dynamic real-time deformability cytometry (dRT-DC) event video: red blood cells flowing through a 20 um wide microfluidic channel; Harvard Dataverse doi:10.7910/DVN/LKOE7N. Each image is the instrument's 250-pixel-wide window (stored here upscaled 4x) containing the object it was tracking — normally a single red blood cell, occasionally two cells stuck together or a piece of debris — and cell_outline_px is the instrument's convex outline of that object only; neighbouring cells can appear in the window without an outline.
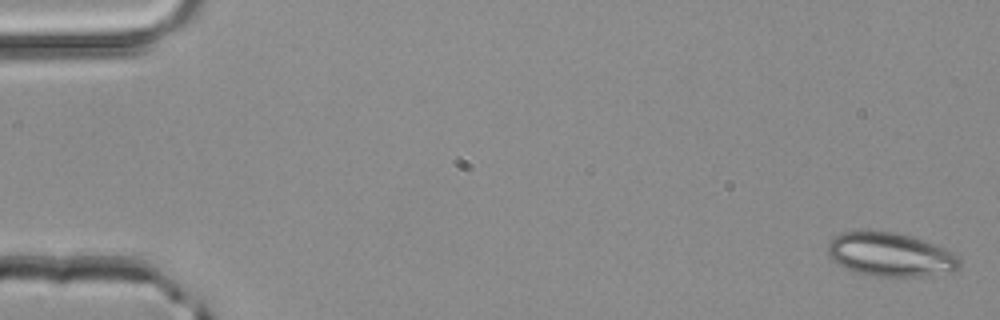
{"species": "common noctule bat (a hibernating species)", "species_latin": "Nyctalus noctula", "temperature_condition": "room temperature", "stored_images_in_passage": 3, "camera_frame_rate_fps": 3000, "um_per_image_px": 0.085, "animal": {"sex": "male", "body_mass_g": 20.4}, "frame": {"image": 1, "passage_image": 1, "time_ms": 0.0, "image_size_px": [1000, 320], "cell_outline_px": [[960, 264], [952, 272], [920, 276], [868, 276], [844, 268], [832, 260], [828, 252], [828, 244], [832, 236], [840, 232], [896, 232], [956, 252], [960, 256]], "centroid_in_image_um": [75.67, 21.65], "position_along_channel_um": 9.3, "area_um2": 33.41}}